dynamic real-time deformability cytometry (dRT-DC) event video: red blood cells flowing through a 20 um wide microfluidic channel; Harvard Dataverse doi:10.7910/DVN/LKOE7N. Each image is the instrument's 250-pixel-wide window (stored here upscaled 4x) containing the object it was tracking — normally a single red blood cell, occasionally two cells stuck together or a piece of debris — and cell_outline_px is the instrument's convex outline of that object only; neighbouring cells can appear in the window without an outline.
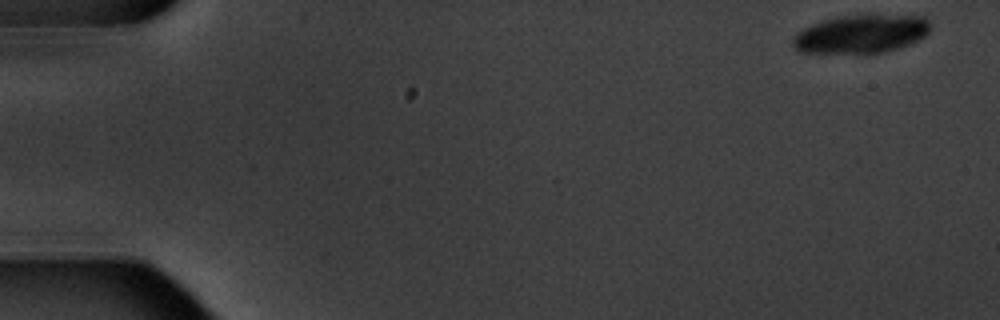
{"species": "common noctule bat (a hibernating species)", "species_latin": "Nyctalus noctula", "temperature_condition": "warm", "stored_images_in_passage": 8, "camera_frame_rate_fps": 3000, "um_per_image_px": 0.085, "animal": {"sex": "male", "body_mass_g": 20.1, "forearm_length_mm": 53.5}, "frame": {"image": 1, "passage_image": 1, "time_ms": 0.0, "image_size_px": [1000, 320], "cell_outline_px": [[932, 24], [928, 32], [924, 36], [908, 44], [884, 52], [800, 52], [792, 48], [792, 40], [796, 32], [812, 24], [836, 16], [924, 16]], "centroid_in_image_um": [73.16, 2.88], "position_along_channel_um": 11.8, "area_um2": 30.11}}
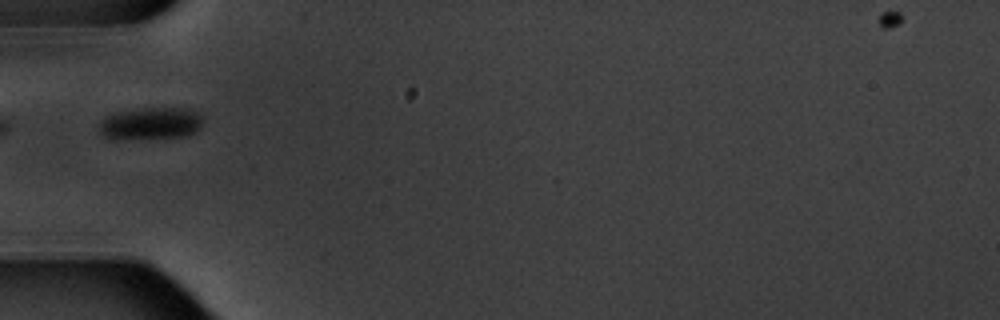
{"frame": {"image": 2, "passage_image": 6, "time_ms": 6.0, "image_size_px": [1000, 320], "cell_outline_px": [[204, 120], [200, 128], [196, 132], [188, 136], [104, 136], [96, 128], [100, 120], [104, 116], [120, 112], [140, 108], [188, 108], [204, 116]], "centroid_in_image_um": [12.88, 10.43], "position_along_channel_um": 72.1, "area_um2": 18.79}}
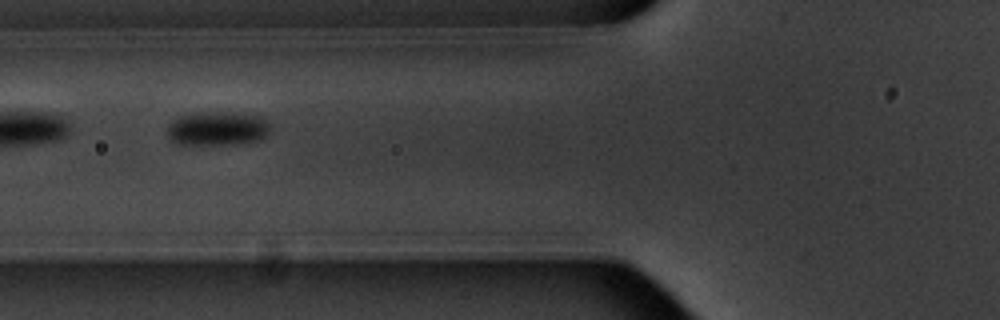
{"frame": {"image": 3, "passage_image": 7, "time_ms": 7.0, "image_size_px": [1000, 320], "cell_outline_px": [[272, 128], [260, 140], [236, 144], [176, 144], [168, 136], [168, 124], [172, 120], [180, 116], [192, 112], [236, 112], [264, 116]], "centroid_in_image_um": [18.51, 10.9], "position_along_channel_um": 107.3, "area_um2": 20.81}}